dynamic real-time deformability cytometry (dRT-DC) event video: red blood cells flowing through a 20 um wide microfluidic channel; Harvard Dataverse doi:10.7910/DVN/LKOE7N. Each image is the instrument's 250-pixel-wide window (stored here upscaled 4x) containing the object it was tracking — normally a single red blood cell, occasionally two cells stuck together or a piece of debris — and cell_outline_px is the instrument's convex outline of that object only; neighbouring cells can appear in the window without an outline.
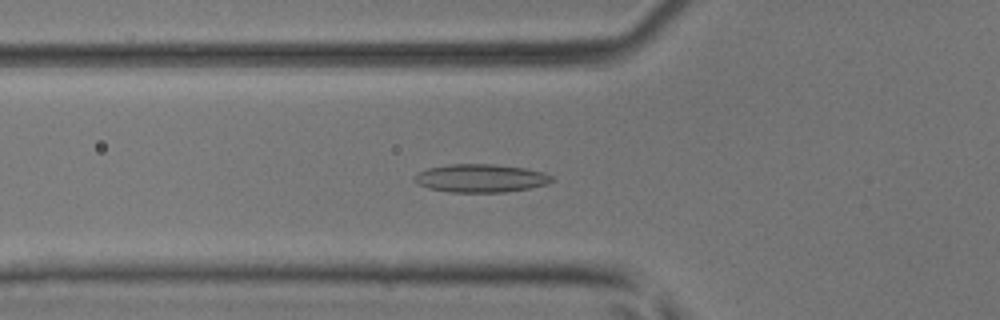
{"species": "common noctule bat (a hibernating species)", "species_latin": "Nyctalus noctula", "temperature_condition": "room temperature", "stored_images_in_passage": 37, "camera_frame_rate_fps": 3000, "um_per_image_px": 0.085, "animal": {"sex": "male", "body_mass_g": 17.9, "forearm_length_mm": 54.2}, "frame": {"image": 1, "passage_image": 5, "time_ms": 1.333, "image_size_px": [1000, 320], "cell_outline_px": [[552, 180], [548, 184], [528, 188], [504, 192], [448, 192], [428, 188], [420, 184], [412, 176], [416, 172], [428, 168], [448, 164], [492, 164], [524, 168], [544, 172], [552, 176]], "centroid_in_image_um": [40.83, 15.14], "position_along_channel_um": 85.0, "area_um2": 22.48}}
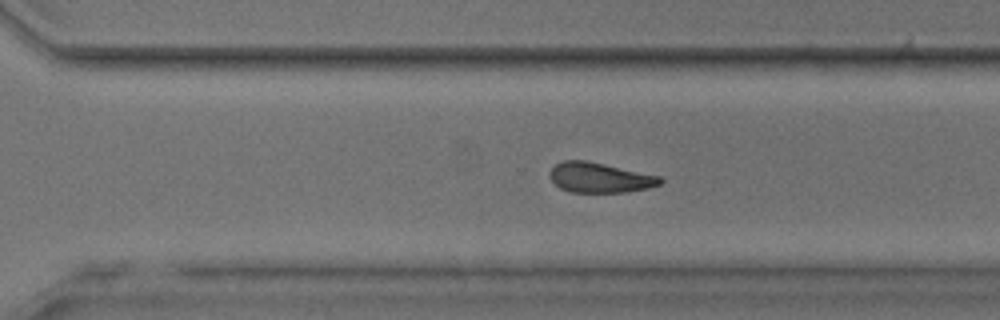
{"frame": {"image": 2, "passage_image": 22, "time_ms": 7.0, "image_size_px": [1000, 320], "cell_outline_px": [[664, 180], [660, 184], [648, 188], [624, 192], [572, 192], [560, 188], [548, 176], [548, 172], [556, 164], [564, 160], [584, 160], [604, 164], [660, 176]], "centroid_in_image_um": [50.96, 15.1], "position_along_channel_um": 319.6, "area_um2": 19.19}}
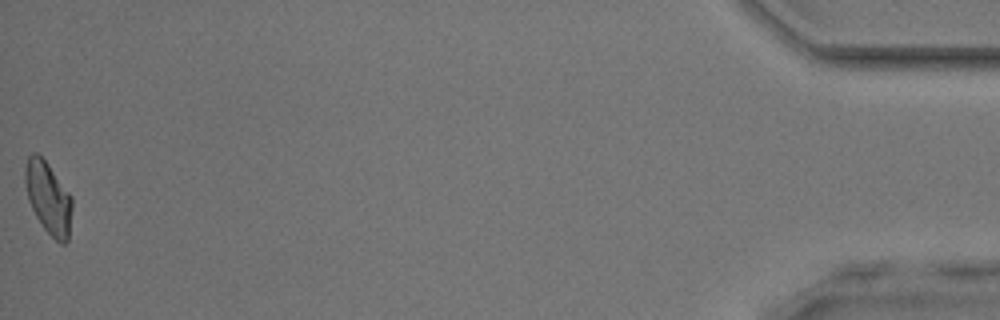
{"frame": {"image": 3, "passage_image": 37, "time_ms": 12.0, "image_size_px": [1000, 320], "cell_outline_px": [[72, 208], [68, 240], [64, 244], [60, 244], [44, 228], [36, 216], [28, 200], [24, 180], [24, 168], [28, 156], [32, 152], [36, 152], [48, 164], [72, 196]], "centroid_in_image_um": [4.1, 16.8], "position_along_channel_um": 431.1, "area_um2": 19.71}, "authors_computed_cell_mechanics": {"area_um2": 19.9988, "velocity_mm_per_s": 4.149, "shape_relaxation_time_tau1_ms": null, "shape_relaxation_time_tau2_ms": 5.7233, "deformation_change_tau1": null, "deformation_change_tau2": 0.1311}}